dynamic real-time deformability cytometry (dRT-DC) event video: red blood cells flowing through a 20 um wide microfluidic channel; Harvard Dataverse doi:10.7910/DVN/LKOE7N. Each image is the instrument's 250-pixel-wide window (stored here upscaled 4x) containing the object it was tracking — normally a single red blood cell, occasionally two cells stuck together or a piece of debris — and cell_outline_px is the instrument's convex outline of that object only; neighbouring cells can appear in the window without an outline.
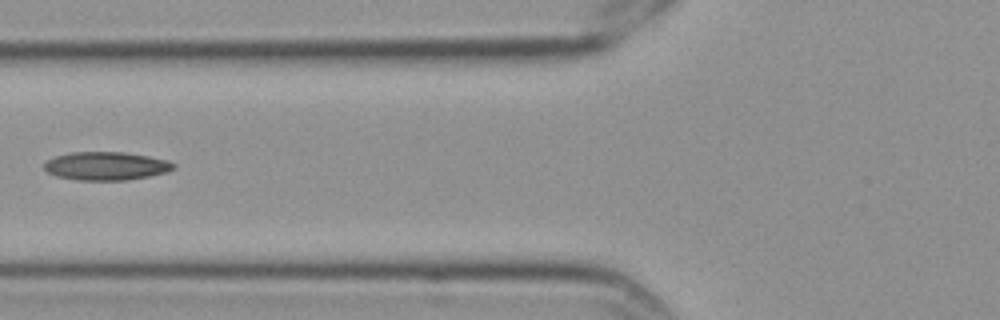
{"species": "Egyptian fruit bat (a non-hibernating species)", "species_latin": "Rousettus aegyptiacus", "temperature_condition": "cold", "stored_images_in_passage": 2, "camera_frame_rate_fps": 3000, "um_per_image_px": 0.085, "frame": {"image": 1, "passage_image": 2, "time_ms": 0.333, "image_size_px": [1000, 320], "cell_outline_px": [[176, 168], [164, 172], [148, 176], [128, 180], [76, 180], [56, 176], [48, 172], [44, 168], [44, 160], [56, 156], [72, 152], [124, 152], [148, 156], [168, 160], [176, 164]], "centroid_in_image_um": [9.0, 14.1], "position_along_channel_um": 116.8, "area_um2": 21.39}}